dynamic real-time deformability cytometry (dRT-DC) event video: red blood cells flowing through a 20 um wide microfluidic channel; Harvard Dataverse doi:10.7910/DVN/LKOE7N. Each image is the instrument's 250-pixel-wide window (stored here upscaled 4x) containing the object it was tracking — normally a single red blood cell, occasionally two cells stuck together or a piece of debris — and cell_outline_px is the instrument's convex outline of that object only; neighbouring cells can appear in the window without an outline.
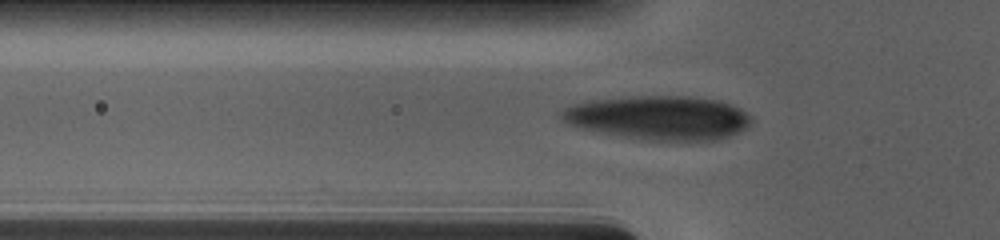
{"species": "human", "species_latin": "Homo sapiens", "temperature_condition": "cold", "stored_images_in_passage": 51, "camera_frame_rate_fps": 3000, "um_per_image_px": 0.085, "donor": {"sex": "male"}, "frame": {"image": 1, "passage_image": 19, "time_ms": 6.0, "image_size_px": [1000, 240], "cell_outline_px": [[752, 124], [748, 128], [740, 132], [720, 140], [640, 140], [592, 132], [576, 128], [564, 124], [560, 120], [556, 112], [572, 104], [588, 100], [632, 96], [684, 96], [716, 100], [740, 108], [752, 116]], "centroid_in_image_um": [55.89, 10.02], "position_along_channel_um": 69.9, "area_um2": 49.82}}
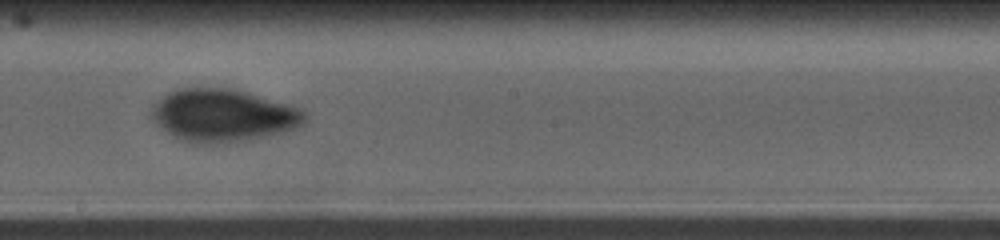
{"frame": {"image": 2, "passage_image": 32, "time_ms": 10.333, "image_size_px": [1000, 240], "cell_outline_px": [[308, 120], [300, 128], [268, 136], [248, 140], [216, 144], [192, 144], [180, 140], [160, 128], [148, 116], [148, 112], [152, 104], [156, 100], [168, 92], [176, 88], [236, 88], [288, 104], [300, 108], [308, 116]], "centroid_in_image_um": [18.94, 9.81], "position_along_channel_um": 229.3, "area_um2": 48.21}}
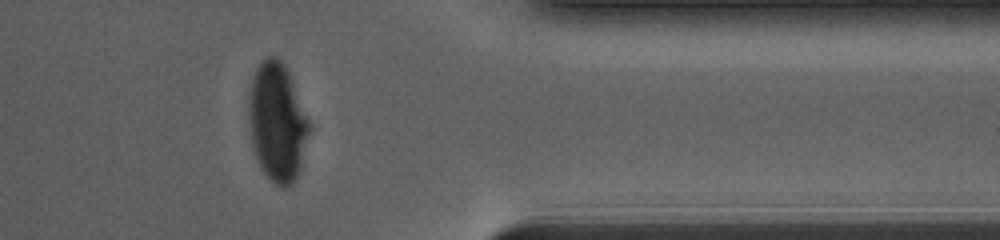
{"frame": {"image": 3, "passage_image": 46, "time_ms": 15.0, "image_size_px": [1000, 240], "cell_outline_px": [[312, 128], [300, 172], [292, 184], [284, 188], [280, 188], [260, 168], [256, 160], [252, 148], [248, 120], [248, 92], [256, 68], [268, 56], [276, 56], [284, 64], [288, 72], [312, 124]], "centroid_in_image_um": [23.58, 10.43], "position_along_channel_um": 387.8, "area_um2": 42.6}, "authors_computed_cell_mechanics": {"area_um2": 43.8124, "velocity_mm_per_s": 3.6967, "shape_relaxation_time_tau1_ms": 5.7112, "shape_relaxation_time_tau2_ms": 1.4681, "deformation_change_tau1": 0.1992, "deformation_change_tau2": 0.0371}}